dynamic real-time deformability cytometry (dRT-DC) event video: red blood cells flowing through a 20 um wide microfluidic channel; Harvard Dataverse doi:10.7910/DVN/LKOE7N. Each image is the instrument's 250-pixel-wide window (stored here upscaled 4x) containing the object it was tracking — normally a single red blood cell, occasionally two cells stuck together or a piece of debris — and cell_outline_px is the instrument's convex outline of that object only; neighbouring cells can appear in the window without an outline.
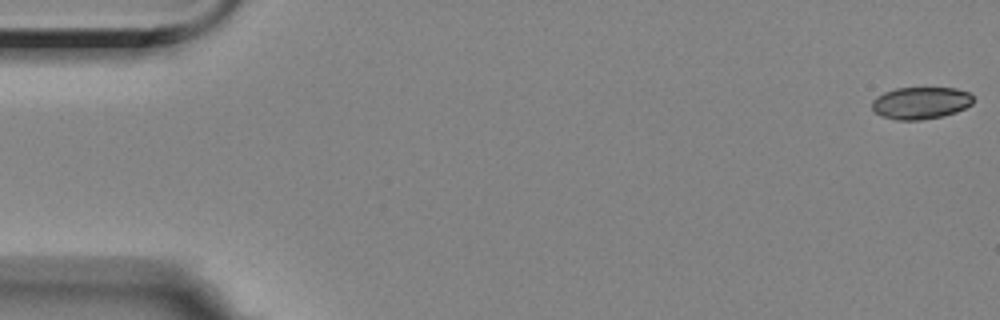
{"species": "Egyptian fruit bat (a non-hibernating species)", "species_latin": "Rousettus aegyptiacus", "temperature_condition": "room temperature", "stored_images_in_passage": 57, "camera_frame_rate_fps": 3000, "um_per_image_px": 0.085, "animal": {"sex": "female"}, "frame": {"image": 1, "passage_image": 1, "time_ms": 0.0, "image_size_px": [1000, 320], "cell_outline_px": [[972, 104], [956, 112], [940, 116], [920, 120], [896, 120], [884, 116], [876, 112], [872, 108], [872, 100], [876, 96], [884, 92], [896, 88], [956, 88], [968, 92], [972, 96]], "centroid_in_image_um": [78.24, 8.74], "position_along_channel_um": 6.8, "area_um2": 18.79}}
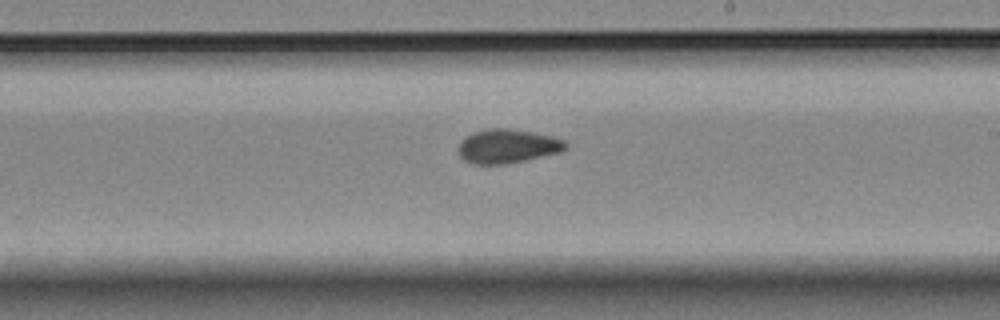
{"frame": {"image": 2, "passage_image": 33, "time_ms": 10.667, "image_size_px": [1000, 320], "cell_outline_px": [[568, 148], [560, 152], [524, 160], [504, 164], [472, 164], [464, 160], [460, 156], [460, 140], [464, 136], [472, 132], [488, 128], [508, 128], [532, 132], [552, 136], [564, 140], [568, 144]], "centroid_in_image_um": [43.13, 12.41], "position_along_channel_um": 245.9, "area_um2": 21.27}}
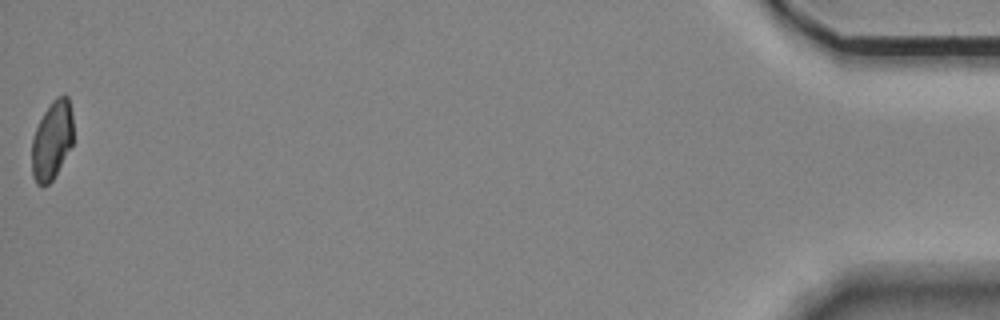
{"frame": {"image": 3, "passage_image": 57, "time_ms": 18.667, "image_size_px": [1000, 320], "cell_outline_px": [[72, 144], [52, 180], [48, 184], [36, 184], [32, 176], [32, 140], [36, 128], [44, 112], [52, 100], [56, 96], [64, 92], [68, 96], [72, 112]], "centroid_in_image_um": [4.42, 11.87], "position_along_channel_um": 430.8, "area_um2": 18.9}, "authors_computed_cell_mechanics": {"area_um2": 20.6924, "velocity_mm_per_s": 3.5069, "shape_relaxation_time_tau1_ms": null, "shape_relaxation_time_tau2_ms": 2.7439, "deformation_change_tau1": null, "deformation_change_tau2": 0.0698}}